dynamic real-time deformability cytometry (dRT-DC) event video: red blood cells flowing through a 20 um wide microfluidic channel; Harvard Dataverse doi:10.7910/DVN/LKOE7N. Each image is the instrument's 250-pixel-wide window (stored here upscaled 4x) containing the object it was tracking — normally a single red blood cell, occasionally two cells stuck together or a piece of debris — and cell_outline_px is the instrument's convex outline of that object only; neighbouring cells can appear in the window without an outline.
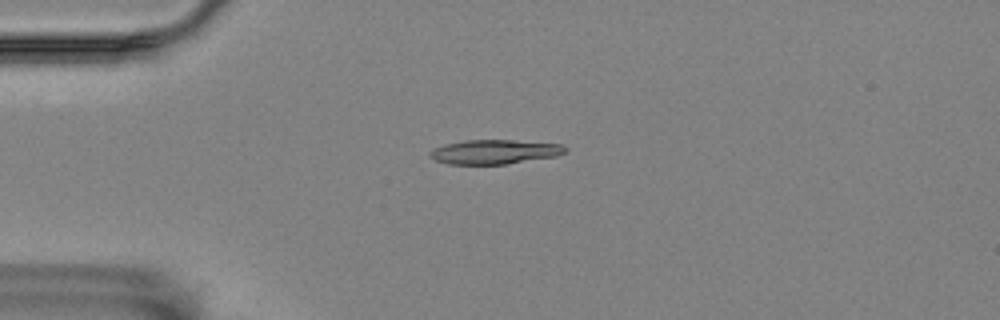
{"species": "Egyptian fruit bat (a non-hibernating species)", "species_latin": "Rousettus aegyptiacus", "temperature_condition": "room temperature", "stored_images_in_passage": 57, "camera_frame_rate_fps": 3000, "um_per_image_px": 0.085, "animal": {"sex": "female"}, "frame": {"image": 1, "passage_image": 14, "time_ms": 4.333, "image_size_px": [1000, 320], "cell_outline_px": [[568, 148], [564, 152], [556, 156], [504, 164], [448, 164], [436, 160], [428, 156], [428, 152], [432, 148], [444, 144], [464, 140], [512, 140], [560, 144]], "centroid_in_image_um": [41.97, 12.9], "position_along_channel_um": 43.0, "area_um2": 19.13}}
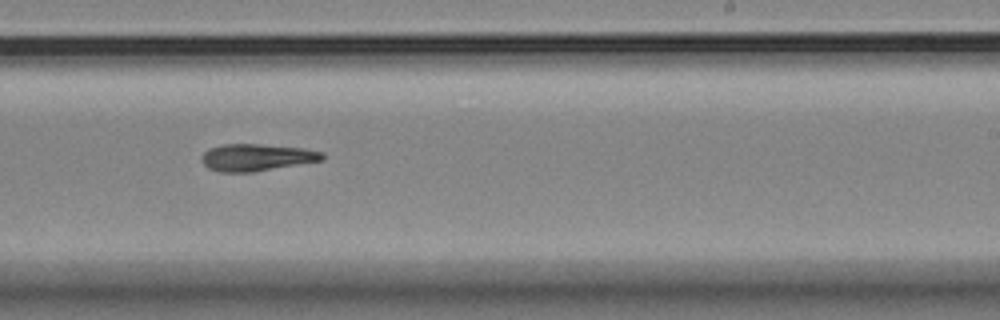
{"frame": {"image": 2, "passage_image": 35, "time_ms": 11.333, "image_size_px": [1000, 320], "cell_outline_px": [[324, 160], [252, 172], [220, 172], [208, 168], [200, 160], [200, 156], [208, 148], [224, 144], [260, 144], [300, 148], [324, 152]], "centroid_in_image_um": [21.77, 13.38], "position_along_channel_um": 267.2, "area_um2": 19.02}}
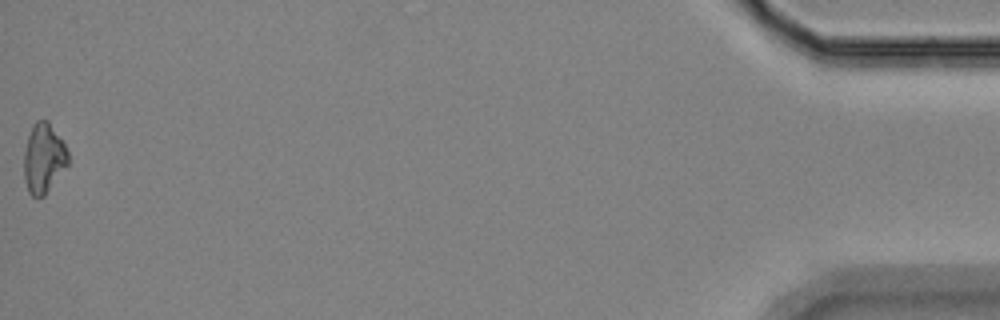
{"frame": {"image": 3, "passage_image": 57, "time_ms": 18.667, "image_size_px": [1000, 320], "cell_outline_px": [[68, 164], [44, 196], [32, 196], [28, 192], [24, 176], [24, 152], [28, 136], [32, 124], [36, 120], [48, 120], [64, 144], [68, 152]], "centroid_in_image_um": [3.69, 13.44], "position_along_channel_um": 431.5, "area_um2": 17.74}}